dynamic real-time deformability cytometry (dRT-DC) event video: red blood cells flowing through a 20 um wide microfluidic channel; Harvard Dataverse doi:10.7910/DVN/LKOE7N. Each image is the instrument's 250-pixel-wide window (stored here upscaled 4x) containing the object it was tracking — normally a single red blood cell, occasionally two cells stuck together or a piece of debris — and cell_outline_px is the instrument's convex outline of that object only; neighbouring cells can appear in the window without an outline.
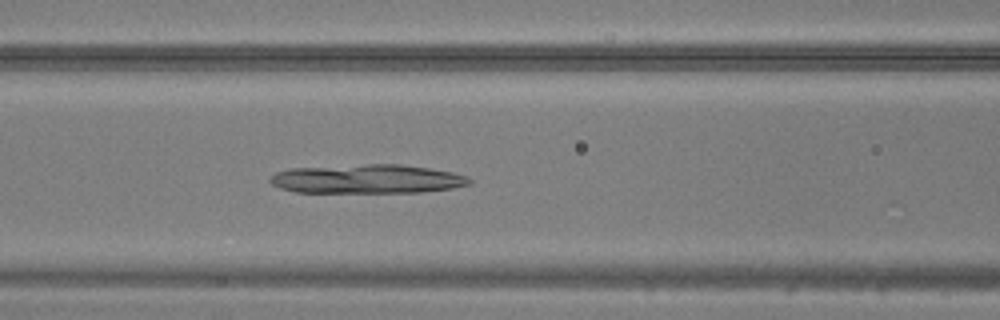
{"species": "common noctule bat (a hibernating species)", "species_latin": "Nyctalus noctula", "temperature_condition": "warm", "stored_images_in_passage": 48, "camera_frame_rate_fps": 3000, "um_per_image_px": 0.085, "animal": {"sex": "male", "body_mass_g": 20.5, "forearm_length_mm": 52.5}, "frame": {"image": 1, "passage_image": 21, "time_ms": 6.667, "image_size_px": [1000, 320], "cell_outline_px": [[472, 184], [452, 188], [420, 192], [296, 192], [280, 188], [272, 184], [268, 180], [276, 172], [292, 168], [368, 164], [400, 164], [428, 168], [452, 172], [468, 176], [472, 180]], "centroid_in_image_um": [31.23, 15.21], "position_along_channel_um": 135.4, "area_um2": 33.58}}
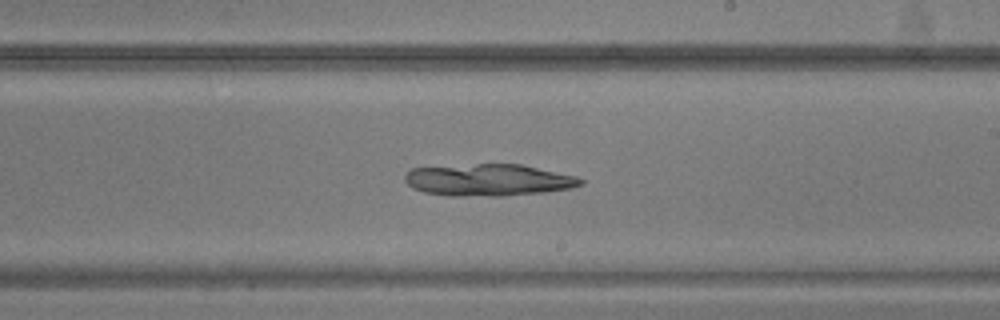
{"frame": {"image": 2, "passage_image": 29, "time_ms": 9.333, "image_size_px": [1000, 320], "cell_outline_px": [[584, 184], [572, 188], [544, 192], [504, 196], [452, 196], [424, 192], [412, 188], [404, 180], [404, 176], [412, 168], [476, 164], [520, 164], [576, 176], [584, 180]], "centroid_in_image_um": [41.53, 15.31], "position_along_channel_um": 247.5, "area_um2": 32.71}}
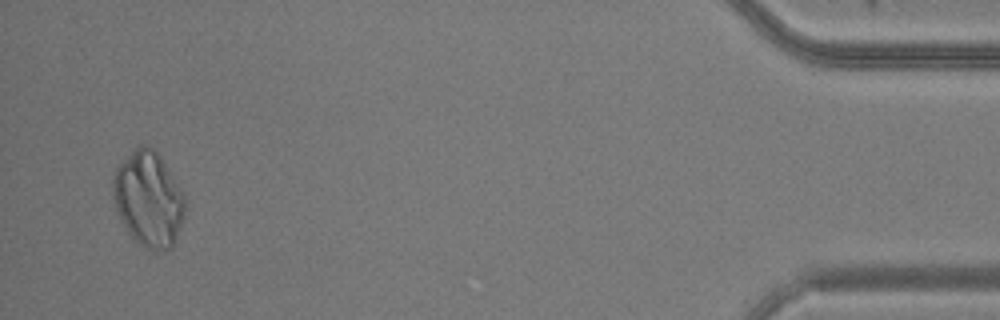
{"frame": {"image": 3, "passage_image": 47, "time_ms": 15.333, "image_size_px": [1000, 320], "cell_outline_px": [[188, 200], [184, 216], [172, 248], [164, 252], [144, 248], [128, 232], [116, 212], [112, 196], [112, 176], [116, 168], [140, 144], [148, 144], [160, 156], [184, 192]], "centroid_in_image_um": [12.64, 16.93], "position_along_channel_um": 422.6, "area_um2": 40.4}}